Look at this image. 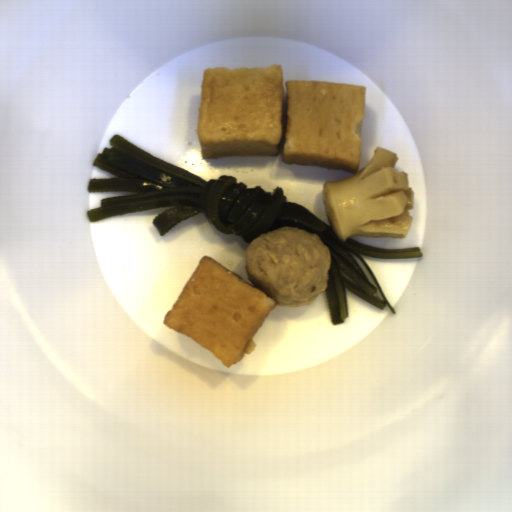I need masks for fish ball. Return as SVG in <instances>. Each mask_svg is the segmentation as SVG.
<instances>
[{
    "label": "fish ball",
    "instance_id": "29854b86",
    "mask_svg": "<svg viewBox=\"0 0 512 512\" xmlns=\"http://www.w3.org/2000/svg\"><path fill=\"white\" fill-rule=\"evenodd\" d=\"M366 85L288 80L282 64L202 71L197 136L203 160L279 156L358 173Z\"/></svg>",
    "mask_w": 512,
    "mask_h": 512
},
{
    "label": "fish ball",
    "instance_id": "53f4d19a",
    "mask_svg": "<svg viewBox=\"0 0 512 512\" xmlns=\"http://www.w3.org/2000/svg\"><path fill=\"white\" fill-rule=\"evenodd\" d=\"M277 306L241 275L203 255L162 324L211 352L228 369L254 351L252 338Z\"/></svg>",
    "mask_w": 512,
    "mask_h": 512
}]
</instances>
